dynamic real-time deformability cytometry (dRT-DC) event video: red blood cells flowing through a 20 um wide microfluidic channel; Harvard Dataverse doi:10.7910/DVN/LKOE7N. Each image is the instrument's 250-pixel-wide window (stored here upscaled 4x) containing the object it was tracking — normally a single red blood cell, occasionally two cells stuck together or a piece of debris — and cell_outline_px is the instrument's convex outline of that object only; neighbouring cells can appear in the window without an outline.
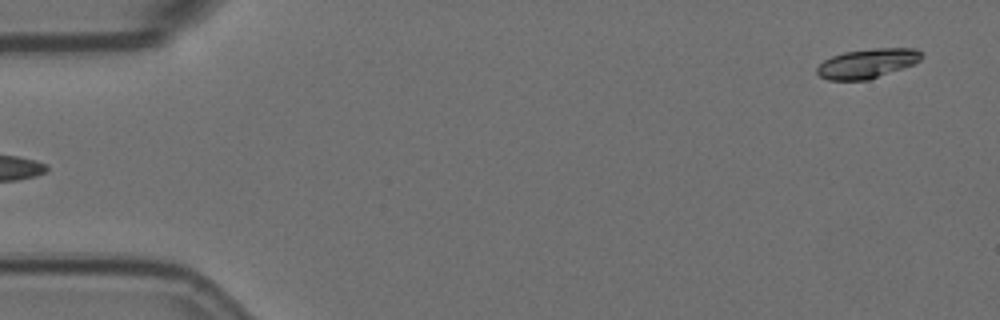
{"species": "Egyptian fruit bat (a non-hibernating species)", "species_latin": "Rousettus aegyptiacus", "temperature_condition": "room temperature", "stored_images_in_passage": 4, "segment_of_instrument_passage": [2, 2], "camera_frame_rate_fps": 3000, "um_per_image_px": 0.085, "animal": {"sex": "female"}, "frame": {"image": 1, "passage_image": 4, "time_ms": 1.0, "image_size_px": [1000, 320], "cell_outline_px": [[924, 56], [920, 60], [912, 64], [868, 80], [828, 80], [820, 76], [816, 72], [816, 68], [824, 60], [832, 56], [844, 52], [872, 48], [916, 48]], "centroid_in_image_um": [73.7, 5.38], "position_along_channel_um": 11.3, "area_um2": 17.8}}